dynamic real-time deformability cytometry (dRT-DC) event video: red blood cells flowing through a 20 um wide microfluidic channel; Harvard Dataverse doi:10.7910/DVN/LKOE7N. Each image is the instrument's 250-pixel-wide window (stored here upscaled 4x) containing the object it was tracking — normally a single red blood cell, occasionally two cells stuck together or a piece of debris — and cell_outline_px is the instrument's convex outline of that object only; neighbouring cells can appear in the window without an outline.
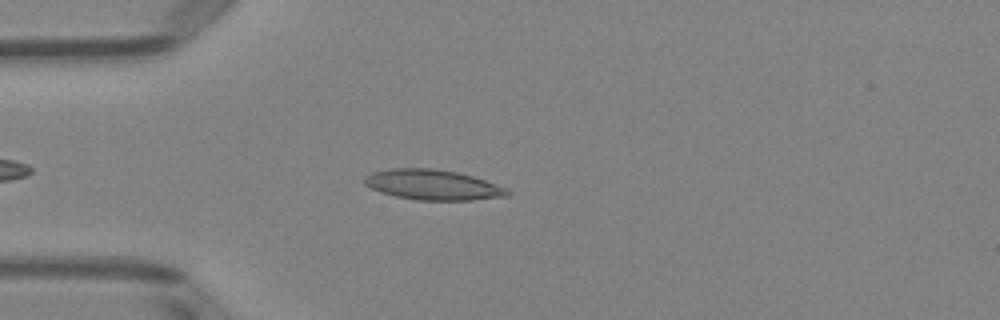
{"species": "Egyptian fruit bat (a non-hibernating species)", "species_latin": "Rousettus aegyptiacus", "temperature_condition": "room temperature", "stored_images_in_passage": 41, "camera_frame_rate_fps": 3000, "um_per_image_px": 0.085, "animal": {"sex": "female"}, "frame": {"image": 1, "passage_image": 7, "time_ms": 2.0, "image_size_px": [1000, 320], "cell_outline_px": [[512, 192], [508, 196], [472, 200], [416, 200], [396, 196], [380, 192], [364, 184], [364, 176], [372, 172], [388, 168], [432, 168], [456, 172], [472, 176], [508, 188]], "centroid_in_image_um": [36.78, 15.71], "position_along_channel_um": 48.2, "area_um2": 25.26}}
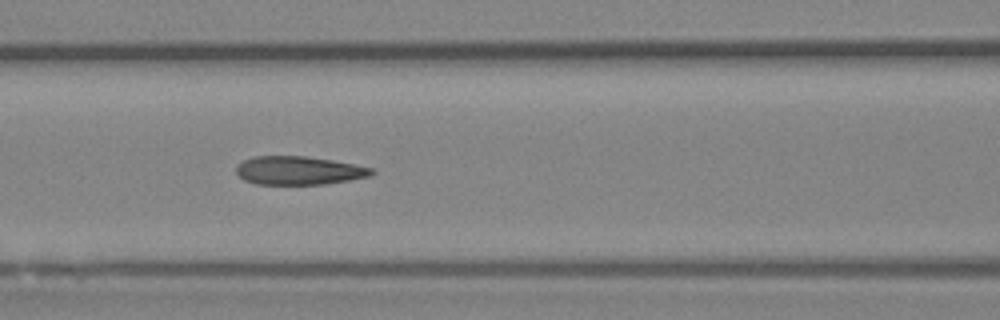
{"frame": {"image": 2, "passage_image": 15, "time_ms": 4.667, "image_size_px": [1000, 320], "cell_outline_px": [[376, 172], [368, 176], [348, 180], [324, 184], [256, 184], [244, 180], [236, 172], [236, 164], [252, 156], [308, 156], [332, 160], [372, 168]], "centroid_in_image_um": [25.35, 14.48], "position_along_channel_um": 141.2, "area_um2": 22.37}}
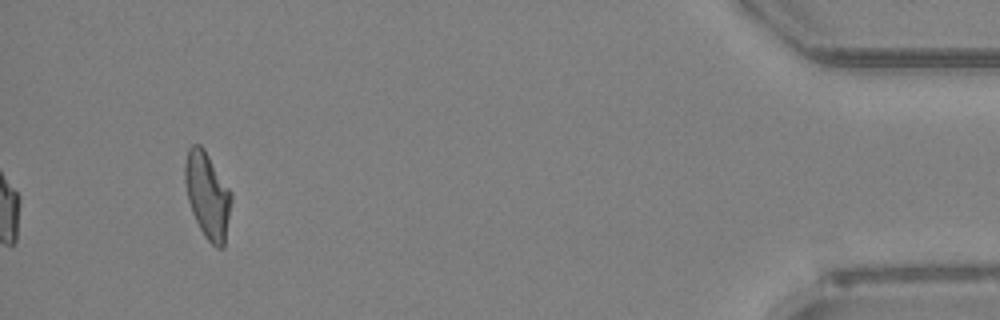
{"frame": {"image": 3, "passage_image": 41, "time_ms": 13.333, "image_size_px": [1000, 320], "cell_outline_px": [[232, 200], [224, 248], [216, 248], [204, 236], [192, 212], [188, 200], [184, 180], [184, 164], [188, 148], [192, 144], [200, 144], [204, 148], [232, 192]], "centroid_in_image_um": [17.64, 16.58], "position_along_channel_um": 417.6, "area_um2": 23.47}, "authors_computed_cell_mechanics": {"area_um2": 23.0622, "velocity_mm_per_s": 4.0032, "shape_relaxation_time_tau1_ms": 10.525, "shape_relaxation_time_tau2_ms": 2.0199, "deformation_change_tau1": 0.2684, "deformation_change_tau2": 0.1132}}